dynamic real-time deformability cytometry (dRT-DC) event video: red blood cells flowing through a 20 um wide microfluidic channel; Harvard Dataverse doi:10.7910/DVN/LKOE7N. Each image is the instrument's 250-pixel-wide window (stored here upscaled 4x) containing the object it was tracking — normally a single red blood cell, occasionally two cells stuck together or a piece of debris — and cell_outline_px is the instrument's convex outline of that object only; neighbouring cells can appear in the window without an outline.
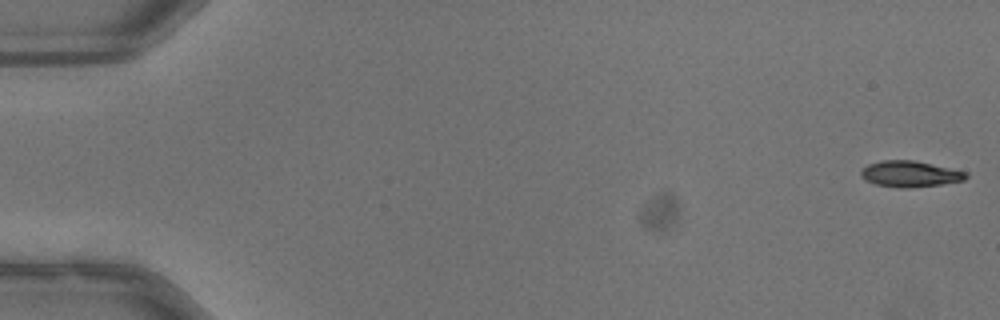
{"species": "common noctule bat (a hibernating species)", "species_latin": "Nyctalus noctula", "temperature_condition": "warm", "stored_images_in_passage": 53, "camera_frame_rate_fps": 3000, "um_per_image_px": 0.085, "animal": {"sex": "male", "body_mass_g": 13.3}, "frame": {"image": 1, "passage_image": 1, "time_ms": 0.0, "image_size_px": [1000, 320], "cell_outline_px": [[968, 176], [964, 180], [940, 184], [908, 188], [904, 188], [876, 184], [864, 180], [860, 176], [860, 172], [868, 164], [880, 160], [916, 160], [968, 172]], "centroid_in_image_um": [77.34, 14.77], "position_along_channel_um": 7.7, "area_um2": 15.95}}
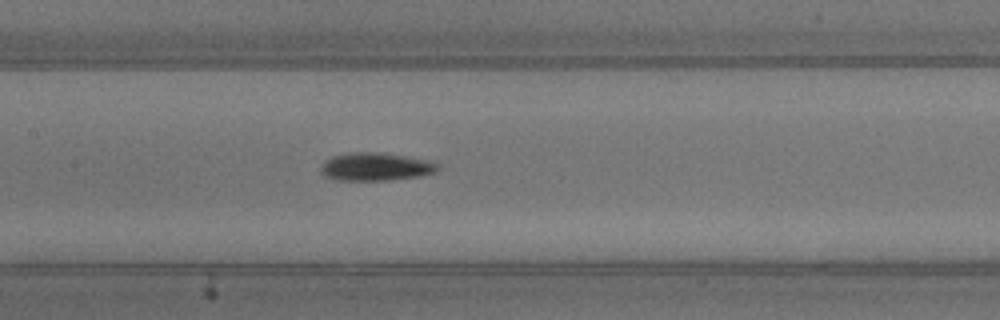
{"frame": {"image": 2, "passage_image": 26, "time_ms": 8.333, "image_size_px": [1000, 320], "cell_outline_px": [[440, 168], [436, 172], [420, 176], [388, 180], [336, 180], [324, 176], [320, 172], [320, 168], [332, 156], [348, 152], [376, 152], [432, 160], [440, 164]], "centroid_in_image_um": [31.97, 14.17], "position_along_channel_um": 175.4, "area_um2": 19.19}}
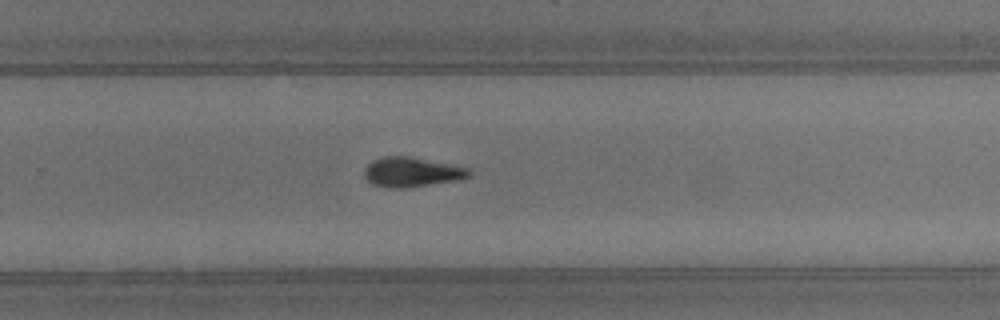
{"frame": {"image": 3, "passage_image": 35, "time_ms": 11.333, "image_size_px": [1000, 320], "cell_outline_px": [[472, 172], [468, 176], [460, 180], [404, 188], [388, 188], [372, 184], [364, 176], [364, 168], [372, 160], [380, 156], [408, 156], [468, 168]], "centroid_in_image_um": [34.95, 14.63], "position_along_channel_um": 294.8, "area_um2": 18.09}, "authors_computed_cell_mechanics": {"area_um2": 17.2244, "velocity_mm_per_s": 4.0012, "shape_relaxation_time_tau1_ms": 3.1787, "shape_relaxation_time_tau2_ms": null, "deformation_change_tau1": 0.1352, "deformation_change_tau2": null}}